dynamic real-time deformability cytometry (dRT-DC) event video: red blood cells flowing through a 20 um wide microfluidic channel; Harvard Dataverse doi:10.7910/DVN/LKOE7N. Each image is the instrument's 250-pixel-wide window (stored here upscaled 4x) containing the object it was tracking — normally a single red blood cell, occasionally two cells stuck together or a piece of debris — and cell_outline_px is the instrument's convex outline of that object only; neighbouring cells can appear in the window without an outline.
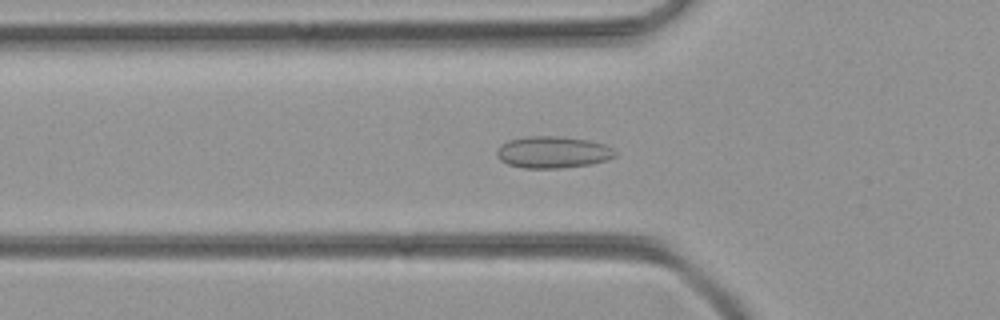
{"species": "common noctule bat (a hibernating species)", "species_latin": "Nyctalus noctula", "temperature_condition": "room temperature", "stored_images_in_passage": 49, "camera_frame_rate_fps": 3000, "um_per_image_px": 0.085, "animal": {"sex": "female", "body_mass_g": 21.9}, "frame": {"image": 1, "passage_image": 15, "time_ms": 4.667, "image_size_px": [1000, 320], "cell_outline_px": [[616, 156], [608, 160], [592, 164], [560, 168], [524, 168], [508, 164], [500, 160], [496, 156], [496, 152], [500, 144], [508, 140], [524, 136], [560, 136], [588, 140], [604, 144], [612, 148], [616, 152]], "centroid_in_image_um": [46.98, 12.93], "position_along_channel_um": 78.8, "area_um2": 22.14}}
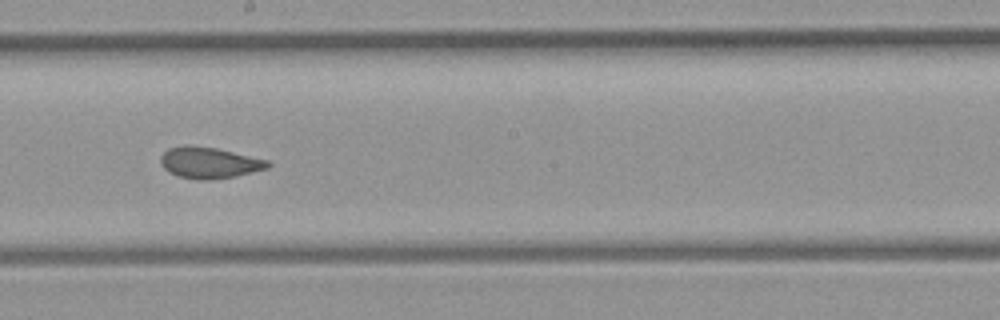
{"frame": {"image": 2, "passage_image": 26, "time_ms": 8.333, "image_size_px": [1000, 320], "cell_outline_px": [[272, 164], [268, 168], [236, 176], [208, 180], [196, 180], [180, 176], [168, 172], [160, 164], [160, 156], [168, 148], [216, 148], [268, 160]], "centroid_in_image_um": [17.82, 13.88], "position_along_channel_um": 230.4, "area_um2": 18.9}}
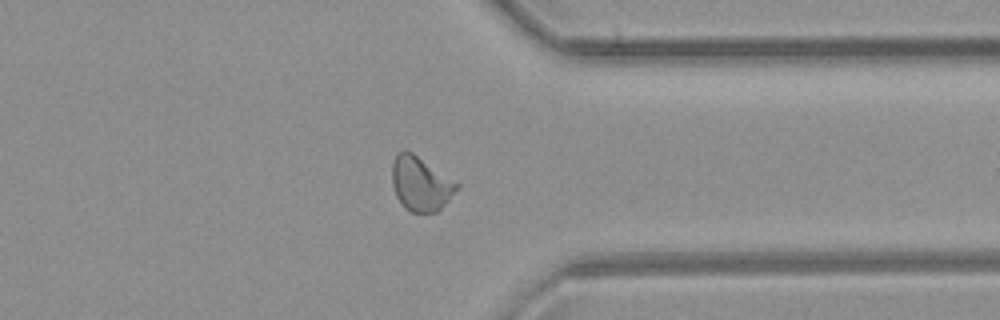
{"frame": {"image": 3, "passage_image": 37, "time_ms": 12.0, "image_size_px": [1000, 320], "cell_outline_px": [[460, 188], [436, 212], [412, 212], [404, 208], [396, 196], [392, 184], [392, 160], [396, 152], [404, 148], [412, 152], [460, 184]], "centroid_in_image_um": [35.73, 15.59], "position_along_channel_um": 375.7, "area_um2": 20.63}}